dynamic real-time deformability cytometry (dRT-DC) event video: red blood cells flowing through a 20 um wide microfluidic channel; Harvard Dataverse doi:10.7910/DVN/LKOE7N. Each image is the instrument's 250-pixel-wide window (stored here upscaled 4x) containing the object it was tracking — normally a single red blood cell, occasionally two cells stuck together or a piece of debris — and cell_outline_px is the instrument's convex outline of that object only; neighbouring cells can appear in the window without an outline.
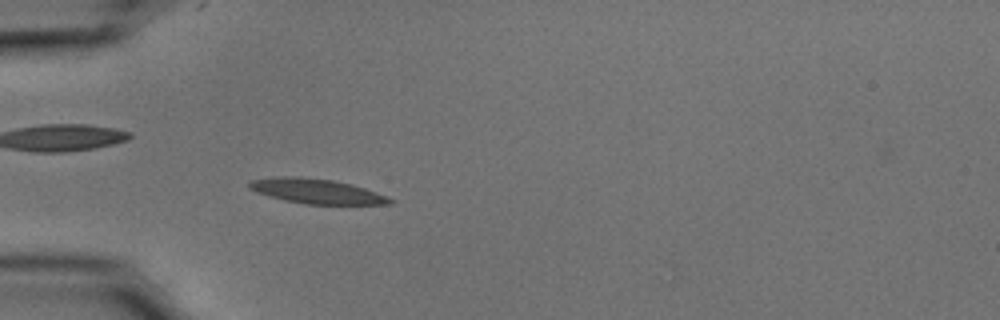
{"species": "common noctule bat (a hibernating species)", "species_latin": "Nyctalus noctula", "temperature_condition": "cold", "stored_images_in_passage": 53, "camera_frame_rate_fps": 3000, "um_per_image_px": 0.085, "animal": {"sex": "male", "body_mass_g": 15.6}, "frame": {"image": 1, "passage_image": 17, "time_ms": 5.333, "image_size_px": [1000, 320], "cell_outline_px": [[396, 200], [392, 204], [304, 204], [284, 200], [268, 196], [256, 192], [248, 188], [248, 184], [252, 180], [280, 176], [300, 176], [332, 180], [352, 184], [376, 192]], "centroid_in_image_um": [26.9, 16.25], "position_along_channel_um": 58.1, "area_um2": 20.35}}
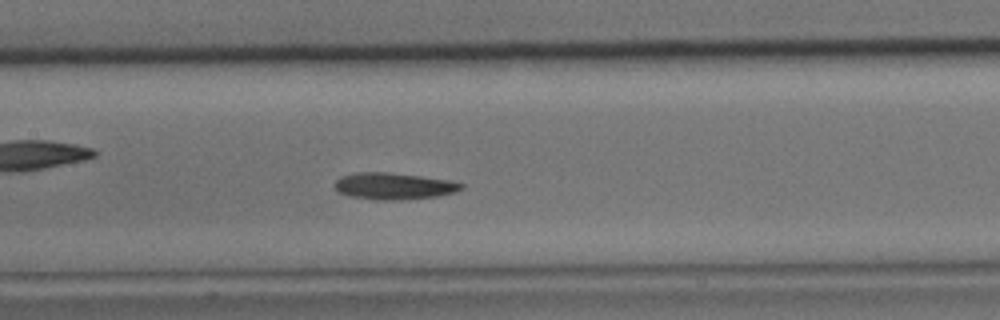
{"frame": {"image": 2, "passage_image": 27, "time_ms": 8.667, "image_size_px": [1000, 320], "cell_outline_px": [[464, 188], [456, 192], [440, 196], [400, 200], [380, 200], [348, 196], [336, 192], [336, 180], [340, 176], [356, 172], [388, 172], [452, 180], [464, 184]], "centroid_in_image_um": [33.5, 15.82], "position_along_channel_um": 173.9, "area_um2": 19.94}}
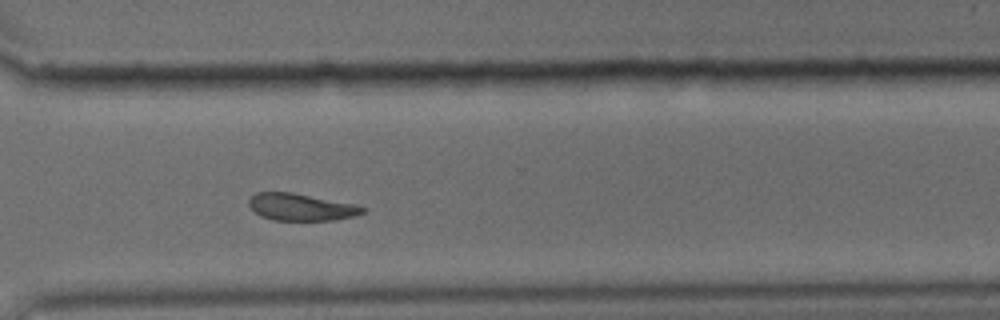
{"frame": {"image": 3, "passage_image": 41, "time_ms": 13.333, "image_size_px": [1000, 320], "cell_outline_px": [[368, 208], [364, 212], [356, 216], [336, 220], [272, 220], [260, 216], [248, 204], [248, 200], [256, 192], [292, 192], [356, 204]], "centroid_in_image_um": [25.63, 17.6], "position_along_channel_um": 345.0, "area_um2": 18.09}}